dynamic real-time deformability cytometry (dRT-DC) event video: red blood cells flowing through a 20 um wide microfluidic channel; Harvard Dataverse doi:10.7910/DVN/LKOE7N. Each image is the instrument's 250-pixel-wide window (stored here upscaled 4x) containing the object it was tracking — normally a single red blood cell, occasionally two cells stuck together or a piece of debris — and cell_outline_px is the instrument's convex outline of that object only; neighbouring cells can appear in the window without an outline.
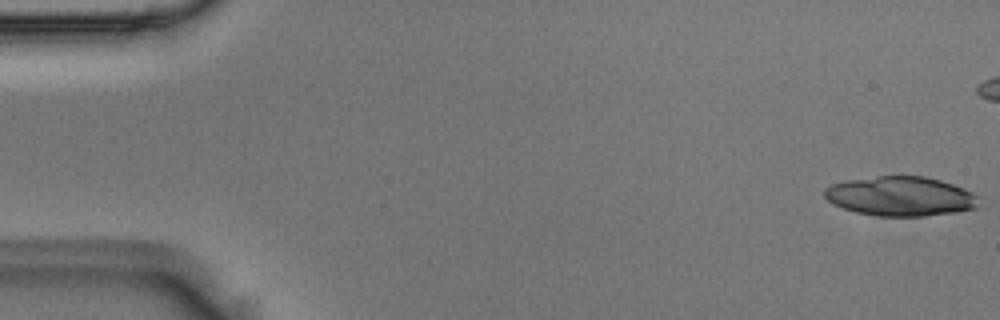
{"species": "Egyptian fruit bat (a non-hibernating species)", "species_latin": "Rousettus aegyptiacus", "temperature_condition": "room temperature", "stored_images_in_passage": 19, "camera_frame_rate_fps": 3000, "um_per_image_px": 0.085, "animal": {"sex": "male"}, "frame": {"image": 1, "passage_image": 1, "time_ms": 0.0, "image_size_px": [1000, 320], "cell_outline_px": [[980, 196], [976, 208], [956, 212], [924, 216], [876, 216], [856, 212], [832, 204], [824, 196], [824, 188], [832, 184], [848, 180], [876, 176], [924, 176], [940, 180], [964, 188]], "centroid_in_image_um": [76.55, 16.68], "position_along_channel_um": 8.4, "area_um2": 35.6}}